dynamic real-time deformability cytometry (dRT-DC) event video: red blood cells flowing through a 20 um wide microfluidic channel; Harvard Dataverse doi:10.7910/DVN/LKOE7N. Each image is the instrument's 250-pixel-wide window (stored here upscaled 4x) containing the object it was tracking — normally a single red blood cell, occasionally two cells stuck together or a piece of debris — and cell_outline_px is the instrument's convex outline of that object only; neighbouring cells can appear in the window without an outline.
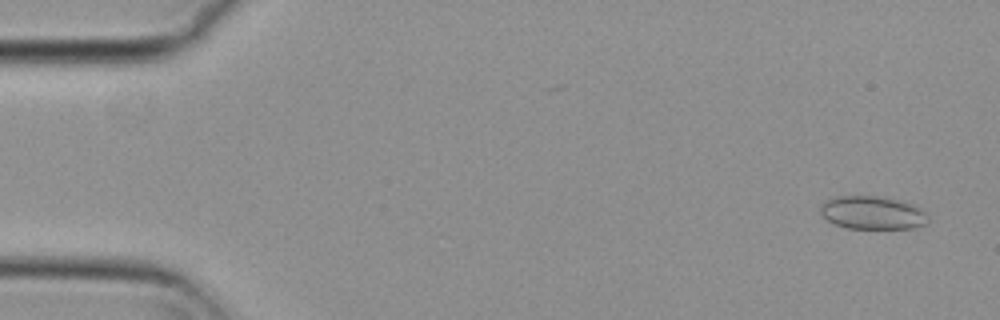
{"species": "common noctule bat (a hibernating species)", "species_latin": "Nyctalus noctula", "temperature_condition": "cold", "stored_images_in_passage": 56, "camera_frame_rate_fps": 3000, "um_per_image_px": 0.085, "animal": {"sex": "female", "body_mass_g": 29.2, "forearm_length_mm": 56.3}, "frame": {"image": 1, "passage_image": 3, "time_ms": 0.667, "image_size_px": [1000, 320], "cell_outline_px": [[928, 220], [924, 224], [912, 228], [848, 228], [836, 224], [828, 220], [820, 212], [820, 204], [824, 200], [836, 196], [884, 196], [912, 204], [920, 208], [928, 216]], "centroid_in_image_um": [74.13, 18.06], "position_along_channel_um": 10.9, "area_um2": 20.75}}
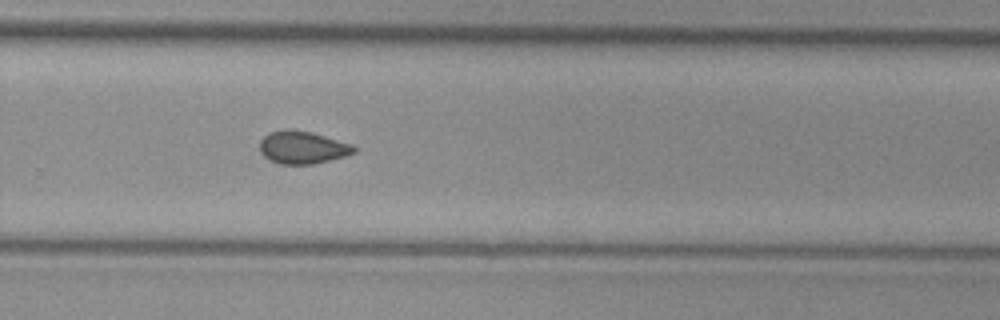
{"frame": {"image": 2, "passage_image": 37, "time_ms": 12.0, "image_size_px": [1000, 320], "cell_outline_px": [[356, 152], [344, 156], [312, 164], [280, 164], [268, 160], [260, 152], [260, 140], [268, 132], [284, 128], [292, 128], [312, 132], [352, 144], [356, 148]], "centroid_in_image_um": [25.67, 12.51], "position_along_channel_um": 304.1, "area_um2": 18.15}}
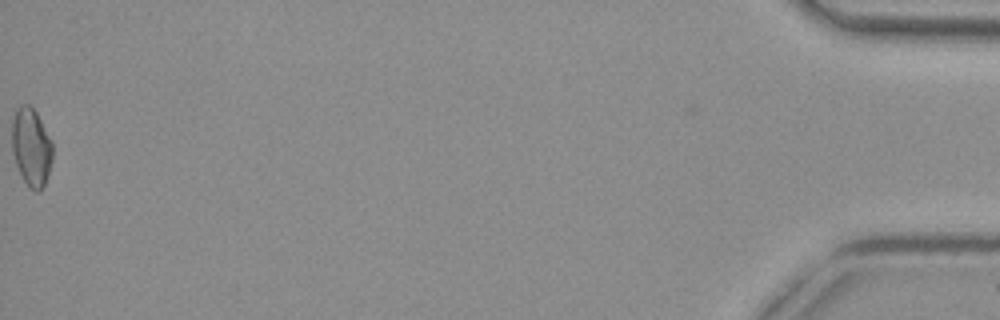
{"frame": {"image": 3, "passage_image": 56, "time_ms": 18.333, "image_size_px": [1000, 320], "cell_outline_px": [[52, 160], [44, 184], [40, 192], [36, 192], [28, 188], [16, 164], [12, 152], [12, 120], [16, 108], [20, 104], [28, 104], [36, 112], [52, 140]], "centroid_in_image_um": [2.65, 12.49], "position_along_channel_um": 432.6, "area_um2": 18.55}, "authors_computed_cell_mechanics": {"area_um2": 18.207, "velocity_mm_per_s": 3.7256, "shape_relaxation_time_tau1_ms": null, "shape_relaxation_time_tau2_ms": 2.1224, "deformation_change_tau1": null, "deformation_change_tau2": 0.0668}}